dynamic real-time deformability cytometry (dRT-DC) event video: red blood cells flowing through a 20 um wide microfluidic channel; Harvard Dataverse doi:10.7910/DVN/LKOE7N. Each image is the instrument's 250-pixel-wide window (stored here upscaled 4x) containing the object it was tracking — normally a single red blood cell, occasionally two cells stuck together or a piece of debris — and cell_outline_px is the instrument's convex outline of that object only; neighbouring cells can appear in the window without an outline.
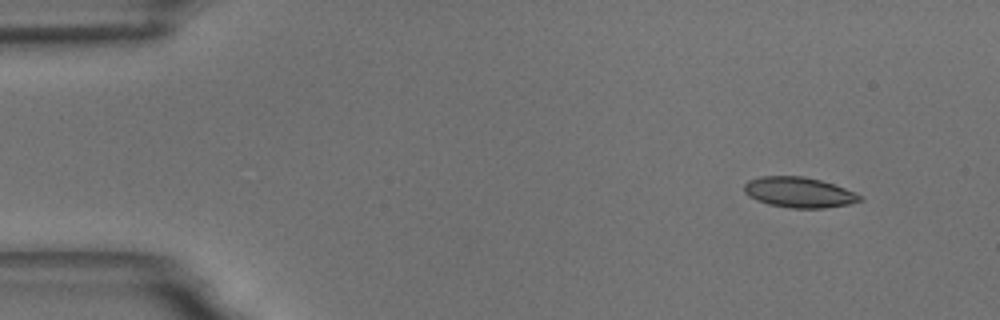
{"species": "common noctule bat (a hibernating species)", "species_latin": "Nyctalus noctula", "temperature_condition": "room temperature", "stored_images_in_passage": 55, "camera_frame_rate_fps": 3000, "um_per_image_px": 0.085, "animal": {"sex": "male", "body_mass_g": 18.8}, "frame": {"image": 1, "passage_image": 5, "time_ms": 1.333, "image_size_px": [1000, 320], "cell_outline_px": [[864, 200], [848, 204], [824, 208], [792, 208], [768, 204], [756, 200], [748, 196], [744, 192], [744, 184], [748, 180], [760, 176], [804, 176], [820, 180], [844, 188], [864, 196]], "centroid_in_image_um": [67.9, 16.35], "position_along_channel_um": 17.1, "area_um2": 20.58}}
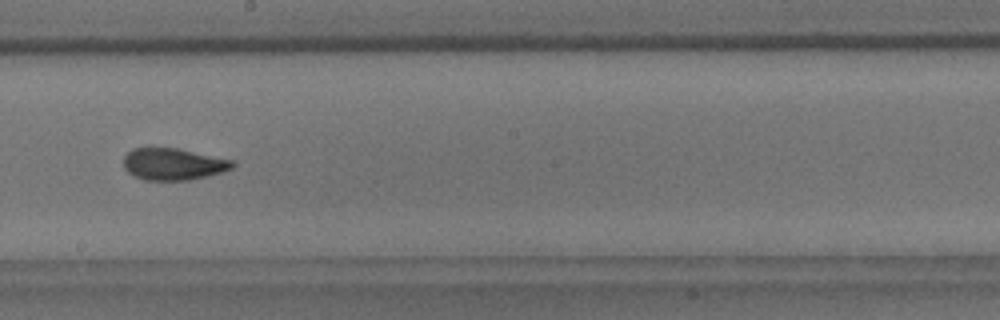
{"frame": {"image": 2, "passage_image": 31, "time_ms": 10.0, "image_size_px": [1000, 320], "cell_outline_px": [[236, 164], [232, 168], [224, 172], [208, 176], [188, 180], [144, 180], [128, 172], [124, 168], [124, 156], [132, 148], [176, 148], [236, 160]], "centroid_in_image_um": [14.78, 13.95], "position_along_channel_um": 233.4, "area_um2": 20.35}}
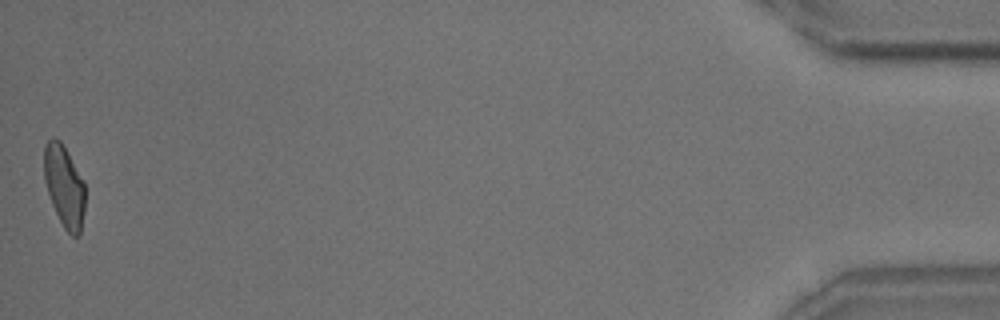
{"frame": {"image": 3, "passage_image": 55, "time_ms": 18.0, "image_size_px": [1000, 320], "cell_outline_px": [[84, 212], [80, 236], [72, 236], [64, 228], [52, 204], [44, 180], [44, 144], [52, 136], [60, 140], [84, 180]], "centroid_in_image_um": [5.46, 15.81], "position_along_channel_um": 429.7, "area_um2": 19.54}, "authors_computed_cell_mechanics": {"area_um2": 20.23, "velocity_mm_per_s": 3.6417, "shape_relaxation_time_tau1_ms": 6.5775, "shape_relaxation_time_tau2_ms": 1.4117, "deformation_change_tau1": 0.164, "deformation_change_tau2": 0.0706}}